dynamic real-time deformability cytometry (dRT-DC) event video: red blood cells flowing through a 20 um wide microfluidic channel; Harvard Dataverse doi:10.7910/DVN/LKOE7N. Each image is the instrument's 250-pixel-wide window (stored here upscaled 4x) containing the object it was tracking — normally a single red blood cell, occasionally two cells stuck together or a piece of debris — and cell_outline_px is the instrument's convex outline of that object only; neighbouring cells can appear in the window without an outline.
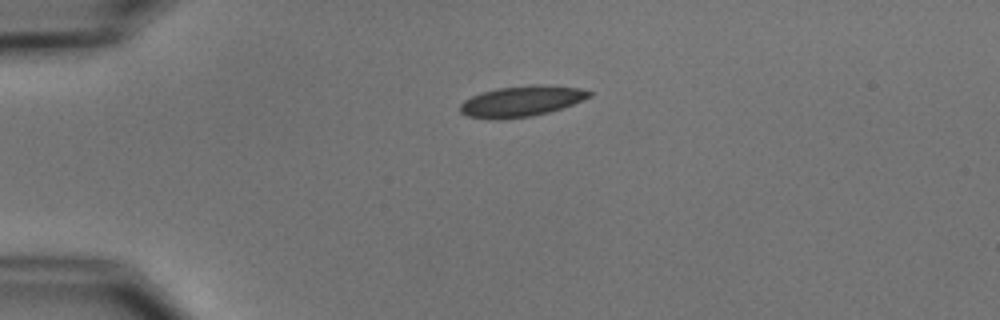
{"species": "common noctule bat (a hibernating species)", "species_latin": "Nyctalus noctula", "temperature_condition": "cold", "stored_images_in_passage": 1, "camera_frame_rate_fps": 3000, "um_per_image_px": 0.085, "animal": {"sex": "male", "body_mass_g": 15.6}, "frame": {"image": 1, "passage_image": 1, "time_ms": 0.0, "image_size_px": [1000, 320], "cell_outline_px": [[592, 96], [572, 104], [548, 112], [532, 116], [500, 120], [488, 120], [468, 116], [460, 112], [460, 104], [464, 100], [480, 92], [496, 88], [528, 84], [544, 84], [580, 88], [592, 92]], "centroid_in_image_um": [44.29, 8.6], "position_along_channel_um": 40.7, "area_um2": 23.47}}